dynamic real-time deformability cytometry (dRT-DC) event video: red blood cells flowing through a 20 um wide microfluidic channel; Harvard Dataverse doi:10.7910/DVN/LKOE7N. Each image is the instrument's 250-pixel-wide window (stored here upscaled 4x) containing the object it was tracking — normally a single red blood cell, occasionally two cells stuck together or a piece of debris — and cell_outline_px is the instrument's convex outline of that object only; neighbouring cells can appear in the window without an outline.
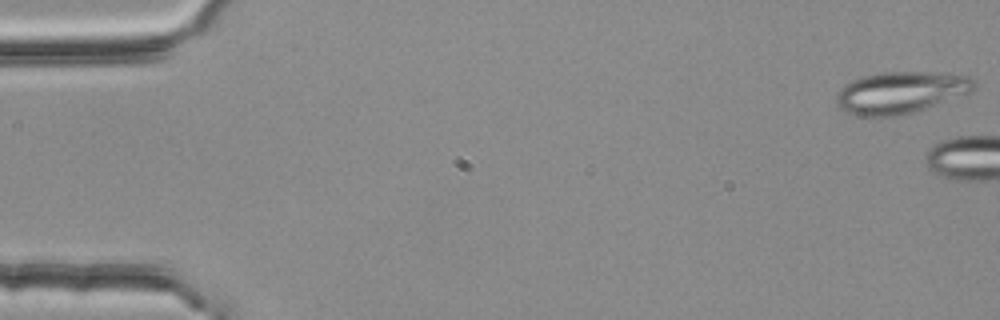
{"species": "common noctule bat (a hibernating species)", "species_latin": "Nyctalus noctula", "temperature_condition": "room temperature", "stored_images_in_passage": 5, "camera_frame_rate_fps": 3000, "um_per_image_px": 0.085, "animal": {"sex": "female", "body_mass_g": 25.1}, "frame": {"image": 1, "passage_image": 1, "time_ms": 0.0, "image_size_px": [1000, 320], "cell_outline_px": [[976, 88], [972, 92], [916, 112], [896, 116], [860, 116], [848, 112], [840, 108], [836, 104], [836, 96], [844, 84], [860, 76], [876, 72], [952, 72], [968, 76], [976, 80]], "centroid_in_image_um": [76.61, 7.84], "position_along_channel_um": 8.4, "area_um2": 34.22}}